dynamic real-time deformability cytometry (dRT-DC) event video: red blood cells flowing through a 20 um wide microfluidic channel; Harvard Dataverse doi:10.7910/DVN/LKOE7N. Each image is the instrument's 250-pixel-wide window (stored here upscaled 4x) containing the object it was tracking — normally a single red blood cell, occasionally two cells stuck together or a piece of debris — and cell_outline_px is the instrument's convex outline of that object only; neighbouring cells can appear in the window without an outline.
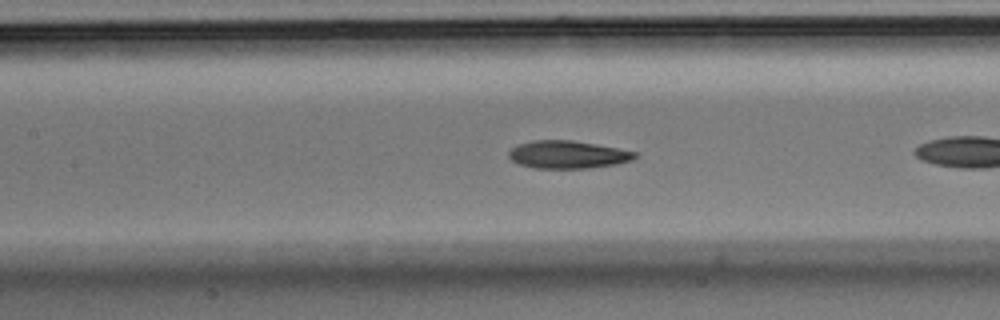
{"species": "Egyptian fruit bat (a non-hibernating species)", "species_latin": "Rousettus aegyptiacus", "temperature_condition": "room temperature", "stored_images_in_passage": 28, "camera_frame_rate_fps": 3000, "um_per_image_px": 0.085, "animal": {"sex": "male"}, "frame": {"image": 1, "passage_image": 9, "time_ms": 2.667, "image_size_px": [1000, 320], "cell_outline_px": [[640, 156], [632, 160], [616, 164], [588, 168], [536, 168], [520, 164], [512, 160], [508, 156], [508, 152], [512, 148], [520, 144], [532, 140], [572, 140], [596, 144], [636, 152]], "centroid_in_image_um": [48.28, 13.14], "position_along_channel_um": 159.1, "area_um2": 20.29}}
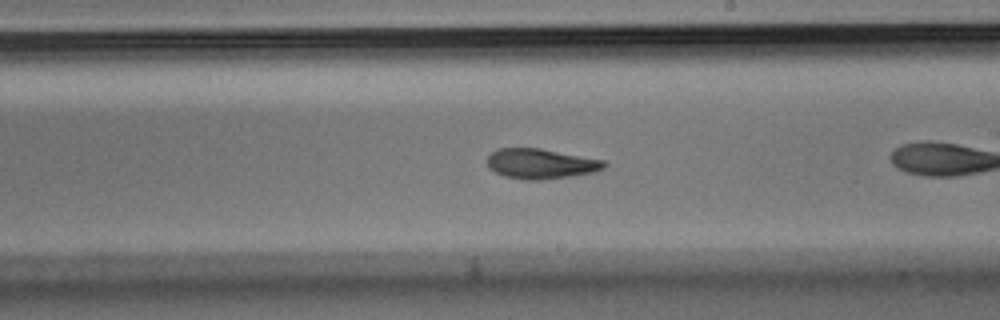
{"frame": {"image": 2, "passage_image": 16, "time_ms": 5.0, "image_size_px": [1000, 320], "cell_outline_px": [[608, 164], [604, 168], [596, 172], [540, 180], [524, 180], [504, 176], [488, 168], [488, 156], [492, 152], [500, 148], [540, 148], [604, 160]], "centroid_in_image_um": [45.98, 13.92], "position_along_channel_um": 243.0, "area_um2": 20.46}}